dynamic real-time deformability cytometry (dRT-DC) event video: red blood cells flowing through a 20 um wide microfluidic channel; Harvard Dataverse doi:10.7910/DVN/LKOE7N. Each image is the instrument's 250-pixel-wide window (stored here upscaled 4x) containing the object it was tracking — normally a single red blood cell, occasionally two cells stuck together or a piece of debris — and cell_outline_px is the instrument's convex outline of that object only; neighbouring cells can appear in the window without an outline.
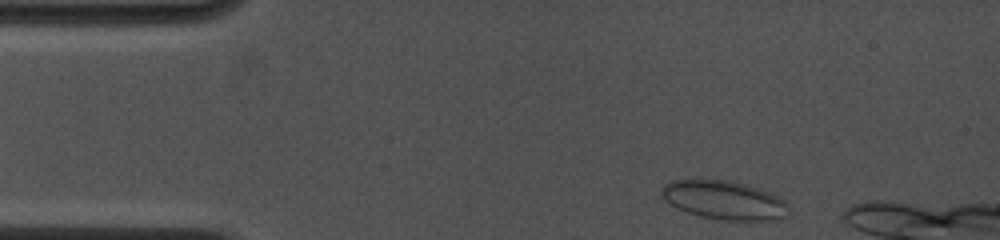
{"species": "common noctule bat (a hibernating species)", "species_latin": "Nyctalus noctula", "temperature_condition": "cold", "stored_images_in_passage": 33, "camera_frame_rate_fps": 4500, "um_per_image_px": 0.085, "animal": {"sex": "female", "body_mass_g": 19.0, "forearm_length_mm": 53.3}, "frame": {"image": 1, "passage_image": 1, "time_ms": 0.0, "image_size_px": [1000, 240], "cell_outline_px": [[788, 216], [772, 220], [720, 220], [700, 216], [676, 208], [664, 200], [660, 196], [660, 188], [664, 184], [672, 180], [728, 180], [744, 184], [768, 192], [784, 200], [788, 204]], "centroid_in_image_um": [61.51, 17.02], "position_along_channel_um": 23.5, "area_um2": 28.67}}
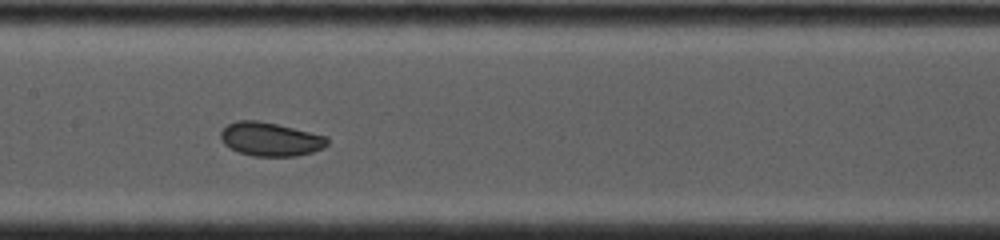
{"frame": {"image": 2, "passage_image": 15, "time_ms": 5.556, "image_size_px": [1000, 240], "cell_outline_px": [[328, 144], [324, 148], [312, 152], [296, 156], [252, 156], [240, 152], [224, 144], [220, 136], [220, 132], [228, 124], [236, 120], [256, 120], [276, 124], [328, 136]], "centroid_in_image_um": [23.0, 11.83], "position_along_channel_um": 184.4, "area_um2": 20.87}}
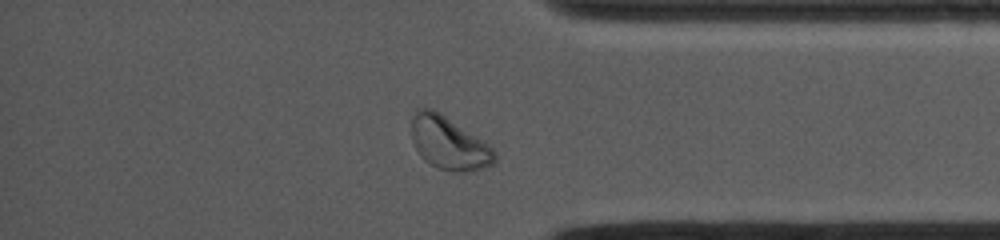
{"frame": {"image": 3, "passage_image": 29, "time_ms": 10.889, "image_size_px": [1000, 240], "cell_outline_px": [[496, 160], [492, 164], [484, 168], [472, 172], [452, 172], [436, 168], [424, 160], [420, 156], [412, 140], [412, 116], [416, 108], [432, 108], [440, 112], [484, 140], [496, 152]], "centroid_in_image_um": [38.16, 12.17], "position_along_channel_um": 397.0, "area_um2": 26.07}}